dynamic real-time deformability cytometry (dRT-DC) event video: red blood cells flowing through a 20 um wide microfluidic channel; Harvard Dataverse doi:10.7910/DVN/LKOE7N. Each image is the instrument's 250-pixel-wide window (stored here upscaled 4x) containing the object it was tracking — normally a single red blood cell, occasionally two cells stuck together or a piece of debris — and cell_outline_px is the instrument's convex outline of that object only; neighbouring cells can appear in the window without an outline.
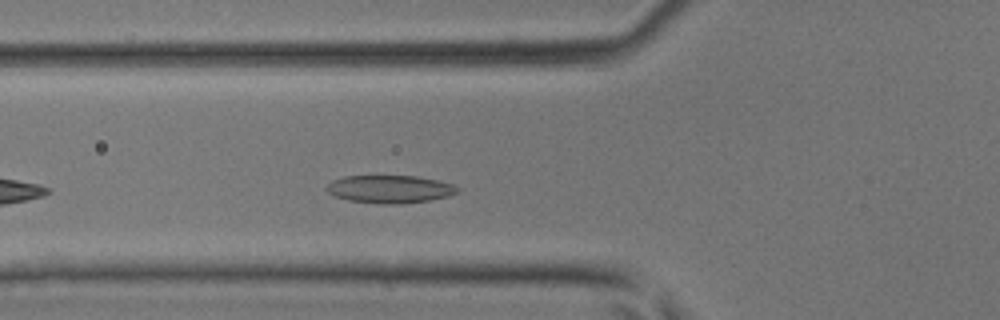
{"species": "common noctule bat (a hibernating species)", "species_latin": "Nyctalus noctula", "temperature_condition": "room temperature", "stored_images_in_passage": 34, "camera_frame_rate_fps": 3000, "um_per_image_px": 0.085, "animal": {"sex": "male", "body_mass_g": 17.9, "forearm_length_mm": 54.2}, "frame": {"image": 1, "passage_image": 5, "time_ms": 1.333, "image_size_px": [1000, 320], "cell_outline_px": [[460, 192], [448, 196], [428, 200], [400, 204], [376, 204], [348, 200], [336, 196], [328, 192], [324, 188], [332, 180], [344, 176], [416, 176], [436, 180], [452, 184], [460, 188]], "centroid_in_image_um": [33.13, 16.08], "position_along_channel_um": 92.7, "area_um2": 21.27}}
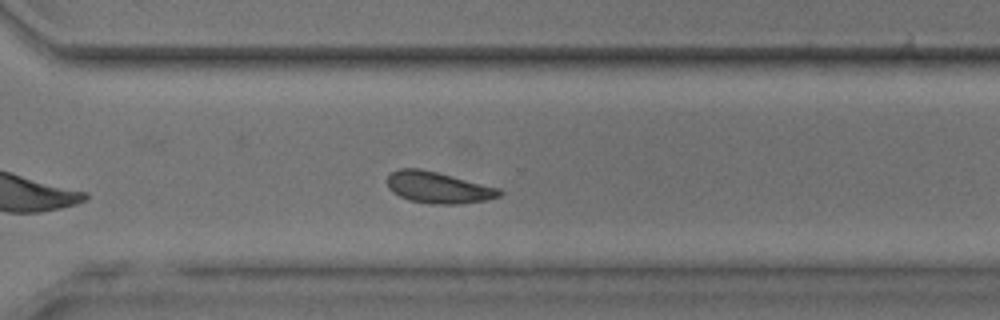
{"frame": {"image": 2, "passage_image": 21, "time_ms": 6.667, "image_size_px": [1000, 320], "cell_outline_px": [[504, 192], [500, 196], [488, 200], [460, 204], [432, 204], [408, 200], [392, 192], [388, 188], [388, 176], [392, 172], [400, 168], [420, 168], [500, 188]], "centroid_in_image_um": [37.27, 15.95], "position_along_channel_um": 333.3, "area_um2": 20.58}}
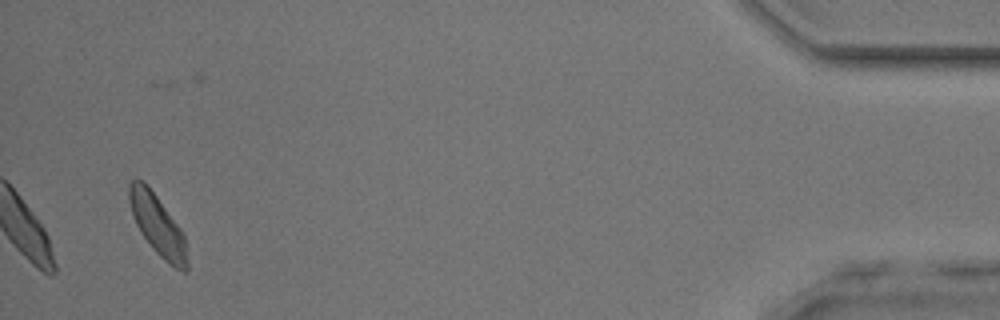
{"frame": {"image": 3, "passage_image": 32, "time_ms": 10.333, "image_size_px": [1000, 320], "cell_outline_px": [[188, 272], [184, 272], [168, 264], [152, 248], [140, 232], [132, 216], [128, 200], [128, 184], [132, 180], [144, 180], [180, 228], [184, 236], [188, 264]], "centroid_in_image_um": [13.37, 19.14], "position_along_channel_um": 421.8, "area_um2": 20.35}}